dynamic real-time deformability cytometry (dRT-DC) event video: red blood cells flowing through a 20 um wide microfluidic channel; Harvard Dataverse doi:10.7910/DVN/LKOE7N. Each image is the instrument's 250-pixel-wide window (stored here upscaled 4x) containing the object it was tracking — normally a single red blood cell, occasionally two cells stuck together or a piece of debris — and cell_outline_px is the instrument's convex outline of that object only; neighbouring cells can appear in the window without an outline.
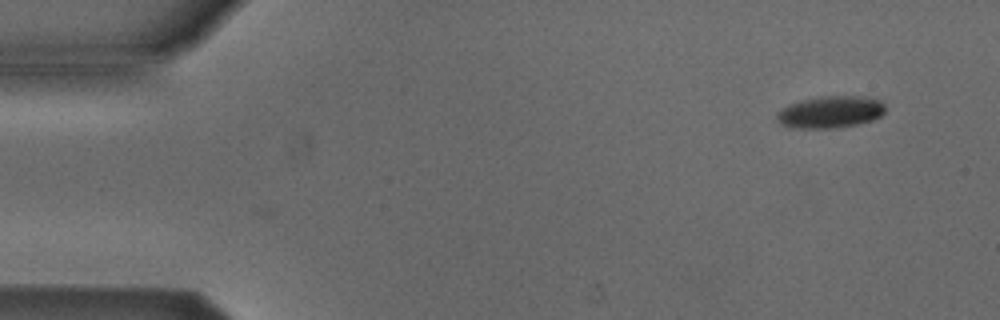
{"species": "Egyptian fruit bat (a non-hibernating species)", "species_latin": "Rousettus aegyptiacus", "temperature_condition": "cold", "stored_images_in_passage": 4, "camera_frame_rate_fps": 3000, "um_per_image_px": 0.085, "animal": {"sex": "male"}, "frame": {"image": 1, "passage_image": 1, "time_ms": 0.0, "image_size_px": [1000, 320], "cell_outline_px": [[884, 112], [880, 116], [872, 120], [856, 124], [836, 128], [800, 128], [780, 124], [776, 120], [776, 112], [792, 104], [804, 100], [824, 96], [860, 96], [880, 100], [884, 104]], "centroid_in_image_um": [70.59, 9.53], "position_along_channel_um": 14.4, "area_um2": 19.88}}
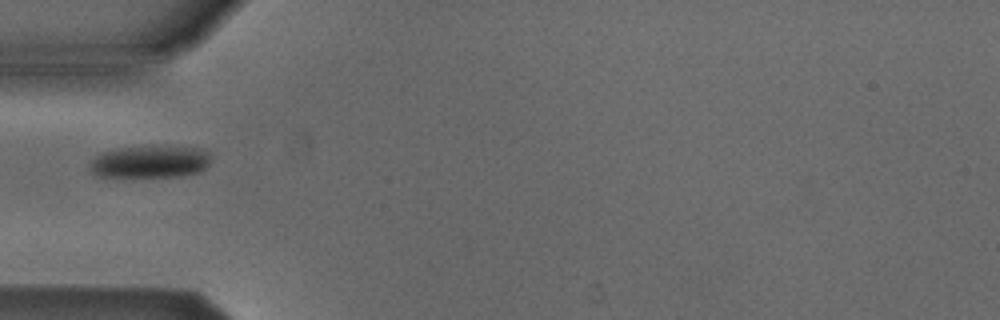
{"frame": {"image": 2, "passage_image": 4, "time_ms": 4.333, "image_size_px": [1000, 320], "cell_outline_px": [[208, 164], [200, 172], [180, 176], [132, 180], [96, 176], [88, 172], [88, 164], [100, 152], [120, 148], [196, 148], [208, 152]], "centroid_in_image_um": [12.59, 13.85], "position_along_channel_um": 72.4, "area_um2": 23.29}}